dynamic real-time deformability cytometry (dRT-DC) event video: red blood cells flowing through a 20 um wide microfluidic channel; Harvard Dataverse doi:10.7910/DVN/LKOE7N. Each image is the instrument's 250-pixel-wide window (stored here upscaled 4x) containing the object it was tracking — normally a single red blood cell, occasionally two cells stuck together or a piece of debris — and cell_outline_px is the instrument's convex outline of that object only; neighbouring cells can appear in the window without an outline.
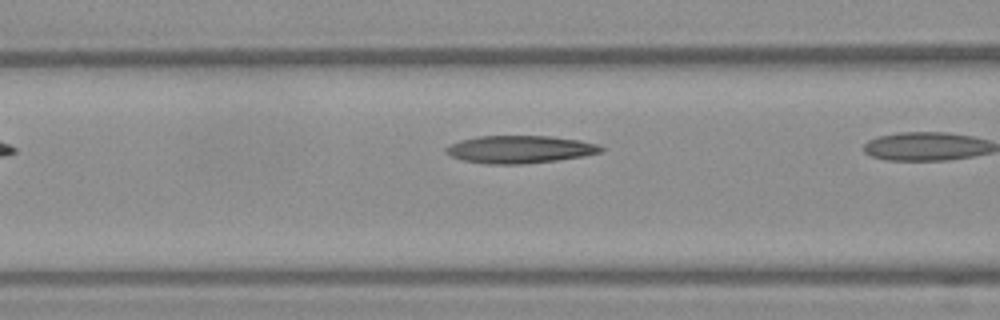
{"species": "Egyptian fruit bat (a non-hibernating species)", "species_latin": "Rousettus aegyptiacus", "temperature_condition": "warm", "stored_images_in_passage": 7, "camera_frame_rate_fps": 3000, "um_per_image_px": 0.085, "frame": {"image": 1, "passage_image": 4, "time_ms": 1.0, "image_size_px": [1000, 320], "cell_outline_px": [[604, 152], [584, 156], [556, 160], [524, 164], [484, 164], [460, 160], [444, 152], [444, 148], [460, 140], [476, 136], [552, 136], [580, 140], [596, 144], [604, 148]], "centroid_in_image_um": [44.17, 12.7], "position_along_channel_um": 122.4, "area_um2": 25.14}}